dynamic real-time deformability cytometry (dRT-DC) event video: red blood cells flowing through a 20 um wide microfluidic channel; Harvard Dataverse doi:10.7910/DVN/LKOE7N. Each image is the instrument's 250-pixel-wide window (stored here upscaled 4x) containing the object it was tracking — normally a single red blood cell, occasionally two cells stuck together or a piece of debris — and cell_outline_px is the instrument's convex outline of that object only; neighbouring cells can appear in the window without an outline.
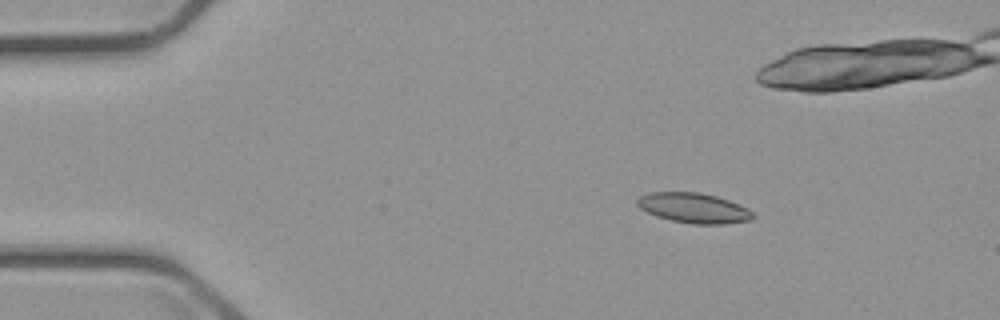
{"species": "common noctule bat (a hibernating species)", "species_latin": "Nyctalus noctula", "temperature_condition": "cold", "stored_images_in_passage": 6, "camera_frame_rate_fps": 3000, "um_per_image_px": 0.085, "animal": {"sex": "male", "body_mass_g": 23.1, "forearm_length_mm": 52.7}, "frame": {"image": 1, "passage_image": 3, "time_ms": 2.333, "image_size_px": [1000, 320], "cell_outline_px": [[756, 216], [748, 220], [724, 224], [692, 224], [672, 220], [656, 216], [640, 208], [636, 204], [636, 200], [640, 196], [648, 192], [700, 192], [716, 196], [740, 204], [748, 208]], "centroid_in_image_um": [58.96, 17.67], "position_along_channel_um": 26.0, "area_um2": 20.29}}